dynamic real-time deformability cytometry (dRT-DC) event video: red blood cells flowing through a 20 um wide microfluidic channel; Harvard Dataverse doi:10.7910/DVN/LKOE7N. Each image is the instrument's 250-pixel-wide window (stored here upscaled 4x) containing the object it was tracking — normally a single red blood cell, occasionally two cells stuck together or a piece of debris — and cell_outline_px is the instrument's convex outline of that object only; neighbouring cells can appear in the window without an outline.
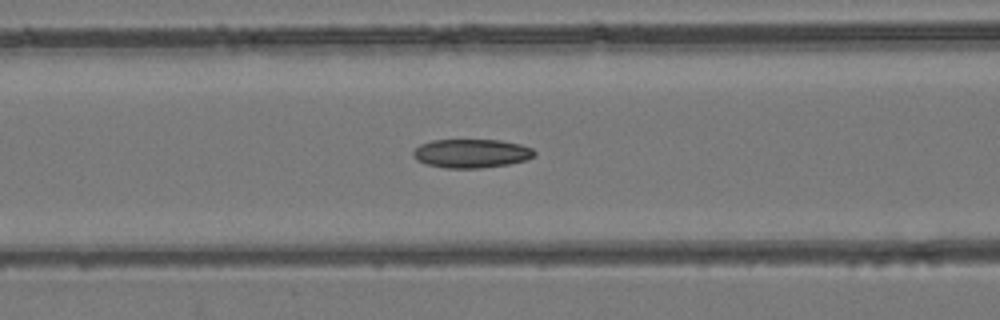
{"species": "common noctule bat (a hibernating species)", "species_latin": "Nyctalus noctula", "temperature_condition": "room temperature", "stored_images_in_passage": 45, "camera_frame_rate_fps": 3000, "um_per_image_px": 0.085, "animal": {"sex": "female", "body_mass_g": 24.6, "forearm_length_mm": 56.2}, "frame": {"image": 1, "passage_image": 16, "time_ms": 5.0, "image_size_px": [1000, 320], "cell_outline_px": [[536, 156], [524, 160], [508, 164], [480, 168], [444, 168], [428, 164], [416, 160], [412, 156], [412, 152], [420, 144], [432, 140], [500, 140], [520, 144], [532, 148], [536, 152]], "centroid_in_image_um": [40.06, 13.04], "position_along_channel_um": 126.5, "area_um2": 20.35}}
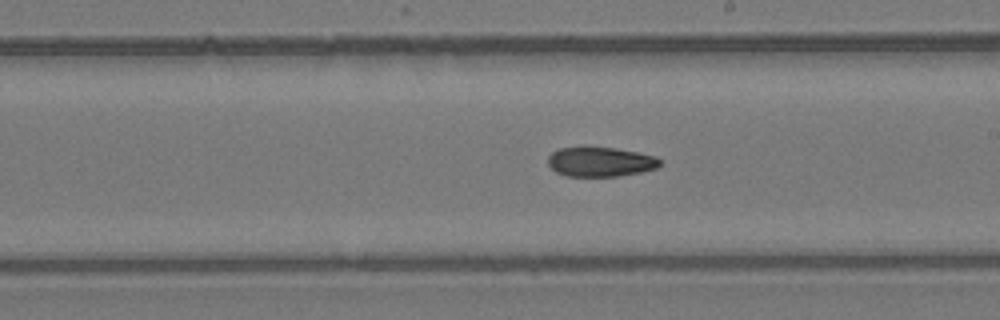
{"frame": {"image": 2, "passage_image": 24, "time_ms": 7.667, "image_size_px": [1000, 320], "cell_outline_px": [[660, 164], [656, 168], [640, 172], [616, 176], [564, 176], [556, 172], [548, 164], [548, 156], [552, 152], [560, 148], [584, 144], [616, 148], [656, 156], [660, 160]], "centroid_in_image_um": [50.97, 13.71], "position_along_channel_um": 238.0, "area_um2": 19.83}}
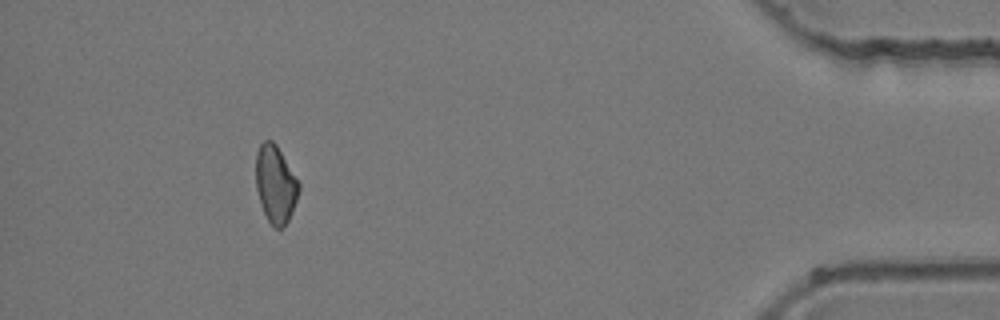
{"frame": {"image": 3, "passage_image": 41, "time_ms": 13.333, "image_size_px": [1000, 320], "cell_outline_px": [[300, 188], [296, 200], [288, 220], [280, 228], [276, 228], [268, 220], [260, 204], [256, 188], [256, 152], [260, 144], [264, 140], [272, 140], [276, 144], [300, 184]], "centroid_in_image_um": [23.4, 15.62], "position_along_channel_um": 411.8, "area_um2": 19.13}}